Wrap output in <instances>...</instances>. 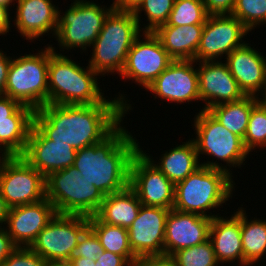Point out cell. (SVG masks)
I'll return each mask as SVG.
<instances>
[{
  "mask_svg": "<svg viewBox=\"0 0 266 266\" xmlns=\"http://www.w3.org/2000/svg\"><path fill=\"white\" fill-rule=\"evenodd\" d=\"M15 25L21 36L33 40L50 30L56 36L58 8L51 0H16Z\"/></svg>",
  "mask_w": 266,
  "mask_h": 266,
  "instance_id": "obj_22",
  "label": "cell"
},
{
  "mask_svg": "<svg viewBox=\"0 0 266 266\" xmlns=\"http://www.w3.org/2000/svg\"><path fill=\"white\" fill-rule=\"evenodd\" d=\"M262 97H263V99L261 98V101L266 105V91Z\"/></svg>",
  "mask_w": 266,
  "mask_h": 266,
  "instance_id": "obj_51",
  "label": "cell"
},
{
  "mask_svg": "<svg viewBox=\"0 0 266 266\" xmlns=\"http://www.w3.org/2000/svg\"><path fill=\"white\" fill-rule=\"evenodd\" d=\"M75 155L76 150L71 145L53 142L33 124L21 157L46 178L52 172L72 166Z\"/></svg>",
  "mask_w": 266,
  "mask_h": 266,
  "instance_id": "obj_18",
  "label": "cell"
},
{
  "mask_svg": "<svg viewBox=\"0 0 266 266\" xmlns=\"http://www.w3.org/2000/svg\"><path fill=\"white\" fill-rule=\"evenodd\" d=\"M260 100L255 96H244L238 101L215 105L207 111L226 129L244 139L251 110Z\"/></svg>",
  "mask_w": 266,
  "mask_h": 266,
  "instance_id": "obj_28",
  "label": "cell"
},
{
  "mask_svg": "<svg viewBox=\"0 0 266 266\" xmlns=\"http://www.w3.org/2000/svg\"><path fill=\"white\" fill-rule=\"evenodd\" d=\"M209 239L214 247L219 263L234 262L236 259L243 265V246L240 227V209L228 218H212ZM234 260V261H233Z\"/></svg>",
  "mask_w": 266,
  "mask_h": 266,
  "instance_id": "obj_23",
  "label": "cell"
},
{
  "mask_svg": "<svg viewBox=\"0 0 266 266\" xmlns=\"http://www.w3.org/2000/svg\"><path fill=\"white\" fill-rule=\"evenodd\" d=\"M194 119L197 136L196 139L193 138V142L198 157L200 154H207L225 161L228 166L241 167L250 154L243 139L226 129L207 110L201 109Z\"/></svg>",
  "mask_w": 266,
  "mask_h": 266,
  "instance_id": "obj_11",
  "label": "cell"
},
{
  "mask_svg": "<svg viewBox=\"0 0 266 266\" xmlns=\"http://www.w3.org/2000/svg\"><path fill=\"white\" fill-rule=\"evenodd\" d=\"M121 124L102 142L76 151L73 166L105 196L129 186L130 165L139 144Z\"/></svg>",
  "mask_w": 266,
  "mask_h": 266,
  "instance_id": "obj_2",
  "label": "cell"
},
{
  "mask_svg": "<svg viewBox=\"0 0 266 266\" xmlns=\"http://www.w3.org/2000/svg\"><path fill=\"white\" fill-rule=\"evenodd\" d=\"M9 8L0 4V35H5L10 30Z\"/></svg>",
  "mask_w": 266,
  "mask_h": 266,
  "instance_id": "obj_45",
  "label": "cell"
},
{
  "mask_svg": "<svg viewBox=\"0 0 266 266\" xmlns=\"http://www.w3.org/2000/svg\"><path fill=\"white\" fill-rule=\"evenodd\" d=\"M10 207L6 204V201L0 194V225L5 224Z\"/></svg>",
  "mask_w": 266,
  "mask_h": 266,
  "instance_id": "obj_47",
  "label": "cell"
},
{
  "mask_svg": "<svg viewBox=\"0 0 266 266\" xmlns=\"http://www.w3.org/2000/svg\"><path fill=\"white\" fill-rule=\"evenodd\" d=\"M133 11L113 9L106 17L103 28L92 44L93 52L89 67L100 75L121 74L128 52L140 35Z\"/></svg>",
  "mask_w": 266,
  "mask_h": 266,
  "instance_id": "obj_5",
  "label": "cell"
},
{
  "mask_svg": "<svg viewBox=\"0 0 266 266\" xmlns=\"http://www.w3.org/2000/svg\"><path fill=\"white\" fill-rule=\"evenodd\" d=\"M208 16L202 0H175L166 24L160 26L204 25Z\"/></svg>",
  "mask_w": 266,
  "mask_h": 266,
  "instance_id": "obj_31",
  "label": "cell"
},
{
  "mask_svg": "<svg viewBox=\"0 0 266 266\" xmlns=\"http://www.w3.org/2000/svg\"><path fill=\"white\" fill-rule=\"evenodd\" d=\"M1 150V149H0ZM2 154V158L0 159V167H1V164H2V162L5 160V158L7 157V155L4 153V152H1Z\"/></svg>",
  "mask_w": 266,
  "mask_h": 266,
  "instance_id": "obj_50",
  "label": "cell"
},
{
  "mask_svg": "<svg viewBox=\"0 0 266 266\" xmlns=\"http://www.w3.org/2000/svg\"><path fill=\"white\" fill-rule=\"evenodd\" d=\"M96 266H132L123 256L104 250L95 260Z\"/></svg>",
  "mask_w": 266,
  "mask_h": 266,
  "instance_id": "obj_40",
  "label": "cell"
},
{
  "mask_svg": "<svg viewBox=\"0 0 266 266\" xmlns=\"http://www.w3.org/2000/svg\"><path fill=\"white\" fill-rule=\"evenodd\" d=\"M3 51H0V96L4 95V90L7 83L8 69L11 63V57L6 56Z\"/></svg>",
  "mask_w": 266,
  "mask_h": 266,
  "instance_id": "obj_43",
  "label": "cell"
},
{
  "mask_svg": "<svg viewBox=\"0 0 266 266\" xmlns=\"http://www.w3.org/2000/svg\"><path fill=\"white\" fill-rule=\"evenodd\" d=\"M229 170L225 165L223 167L213 161L202 163L186 179L175 185L173 209L208 218L217 217L212 213L206 214V211L222 206L232 197L234 183Z\"/></svg>",
  "mask_w": 266,
  "mask_h": 266,
  "instance_id": "obj_4",
  "label": "cell"
},
{
  "mask_svg": "<svg viewBox=\"0 0 266 266\" xmlns=\"http://www.w3.org/2000/svg\"><path fill=\"white\" fill-rule=\"evenodd\" d=\"M226 59L225 63L230 73L245 96L258 97L257 93L260 90V96L265 93L266 57L262 56L260 52L258 53L255 48L253 49L249 43H245L243 46L234 49L226 56Z\"/></svg>",
  "mask_w": 266,
  "mask_h": 266,
  "instance_id": "obj_21",
  "label": "cell"
},
{
  "mask_svg": "<svg viewBox=\"0 0 266 266\" xmlns=\"http://www.w3.org/2000/svg\"><path fill=\"white\" fill-rule=\"evenodd\" d=\"M49 45L43 51L12 59L4 95L34 111L48 104Z\"/></svg>",
  "mask_w": 266,
  "mask_h": 266,
  "instance_id": "obj_7",
  "label": "cell"
},
{
  "mask_svg": "<svg viewBox=\"0 0 266 266\" xmlns=\"http://www.w3.org/2000/svg\"><path fill=\"white\" fill-rule=\"evenodd\" d=\"M248 32L242 22L231 14L209 15L194 60L216 61L223 54L228 56L234 49L245 44L242 38Z\"/></svg>",
  "mask_w": 266,
  "mask_h": 266,
  "instance_id": "obj_14",
  "label": "cell"
},
{
  "mask_svg": "<svg viewBox=\"0 0 266 266\" xmlns=\"http://www.w3.org/2000/svg\"><path fill=\"white\" fill-rule=\"evenodd\" d=\"M130 48L125 66L120 74L124 79L135 80L147 88L173 61L163 48L160 39L153 32H143Z\"/></svg>",
  "mask_w": 266,
  "mask_h": 266,
  "instance_id": "obj_12",
  "label": "cell"
},
{
  "mask_svg": "<svg viewBox=\"0 0 266 266\" xmlns=\"http://www.w3.org/2000/svg\"><path fill=\"white\" fill-rule=\"evenodd\" d=\"M15 0H0V4L7 6L9 8V6L11 5L10 3H12Z\"/></svg>",
  "mask_w": 266,
  "mask_h": 266,
  "instance_id": "obj_49",
  "label": "cell"
},
{
  "mask_svg": "<svg viewBox=\"0 0 266 266\" xmlns=\"http://www.w3.org/2000/svg\"><path fill=\"white\" fill-rule=\"evenodd\" d=\"M240 227L243 246V266L256 263L266 253V221L254 218L249 222L246 211L240 208Z\"/></svg>",
  "mask_w": 266,
  "mask_h": 266,
  "instance_id": "obj_29",
  "label": "cell"
},
{
  "mask_svg": "<svg viewBox=\"0 0 266 266\" xmlns=\"http://www.w3.org/2000/svg\"><path fill=\"white\" fill-rule=\"evenodd\" d=\"M114 9L99 6L87 0H75L65 14L58 10V27L55 38L60 48L86 50L98 37L108 14Z\"/></svg>",
  "mask_w": 266,
  "mask_h": 266,
  "instance_id": "obj_8",
  "label": "cell"
},
{
  "mask_svg": "<svg viewBox=\"0 0 266 266\" xmlns=\"http://www.w3.org/2000/svg\"><path fill=\"white\" fill-rule=\"evenodd\" d=\"M34 113L30 107L21 105L11 115V121L0 122V149L7 156L24 153L34 124Z\"/></svg>",
  "mask_w": 266,
  "mask_h": 266,
  "instance_id": "obj_25",
  "label": "cell"
},
{
  "mask_svg": "<svg viewBox=\"0 0 266 266\" xmlns=\"http://www.w3.org/2000/svg\"><path fill=\"white\" fill-rule=\"evenodd\" d=\"M86 68L62 53H56L55 48L49 46L48 104L93 105L121 102L126 107V112L131 109L122 94L114 100L105 99L104 93L98 87L96 76L99 74L89 65Z\"/></svg>",
  "mask_w": 266,
  "mask_h": 266,
  "instance_id": "obj_3",
  "label": "cell"
},
{
  "mask_svg": "<svg viewBox=\"0 0 266 266\" xmlns=\"http://www.w3.org/2000/svg\"><path fill=\"white\" fill-rule=\"evenodd\" d=\"M129 187L142 205L173 209L175 185L140 150L130 165Z\"/></svg>",
  "mask_w": 266,
  "mask_h": 266,
  "instance_id": "obj_13",
  "label": "cell"
},
{
  "mask_svg": "<svg viewBox=\"0 0 266 266\" xmlns=\"http://www.w3.org/2000/svg\"><path fill=\"white\" fill-rule=\"evenodd\" d=\"M89 228L104 250L123 256L133 266L137 257L129 246L128 229L103 223L95 215L89 216Z\"/></svg>",
  "mask_w": 266,
  "mask_h": 266,
  "instance_id": "obj_30",
  "label": "cell"
},
{
  "mask_svg": "<svg viewBox=\"0 0 266 266\" xmlns=\"http://www.w3.org/2000/svg\"><path fill=\"white\" fill-rule=\"evenodd\" d=\"M170 209L141 205L128 228L129 246L134 255H164L166 219Z\"/></svg>",
  "mask_w": 266,
  "mask_h": 266,
  "instance_id": "obj_15",
  "label": "cell"
},
{
  "mask_svg": "<svg viewBox=\"0 0 266 266\" xmlns=\"http://www.w3.org/2000/svg\"><path fill=\"white\" fill-rule=\"evenodd\" d=\"M204 25L159 26L153 33L173 60H194Z\"/></svg>",
  "mask_w": 266,
  "mask_h": 266,
  "instance_id": "obj_24",
  "label": "cell"
},
{
  "mask_svg": "<svg viewBox=\"0 0 266 266\" xmlns=\"http://www.w3.org/2000/svg\"><path fill=\"white\" fill-rule=\"evenodd\" d=\"M18 246L13 242L7 229L0 225V266L3 261L17 248Z\"/></svg>",
  "mask_w": 266,
  "mask_h": 266,
  "instance_id": "obj_41",
  "label": "cell"
},
{
  "mask_svg": "<svg viewBox=\"0 0 266 266\" xmlns=\"http://www.w3.org/2000/svg\"><path fill=\"white\" fill-rule=\"evenodd\" d=\"M236 0H202L209 15L231 14Z\"/></svg>",
  "mask_w": 266,
  "mask_h": 266,
  "instance_id": "obj_38",
  "label": "cell"
},
{
  "mask_svg": "<svg viewBox=\"0 0 266 266\" xmlns=\"http://www.w3.org/2000/svg\"><path fill=\"white\" fill-rule=\"evenodd\" d=\"M133 266H177L174 258L168 255L141 256Z\"/></svg>",
  "mask_w": 266,
  "mask_h": 266,
  "instance_id": "obj_39",
  "label": "cell"
},
{
  "mask_svg": "<svg viewBox=\"0 0 266 266\" xmlns=\"http://www.w3.org/2000/svg\"><path fill=\"white\" fill-rule=\"evenodd\" d=\"M45 180L46 198L57 214L93 216L105 198L73 165L50 173Z\"/></svg>",
  "mask_w": 266,
  "mask_h": 266,
  "instance_id": "obj_6",
  "label": "cell"
},
{
  "mask_svg": "<svg viewBox=\"0 0 266 266\" xmlns=\"http://www.w3.org/2000/svg\"><path fill=\"white\" fill-rule=\"evenodd\" d=\"M140 151L157 167L174 185L186 179L192 172L198 169L201 164L193 140L170 149L162 154L160 162L155 164L147 153Z\"/></svg>",
  "mask_w": 266,
  "mask_h": 266,
  "instance_id": "obj_27",
  "label": "cell"
},
{
  "mask_svg": "<svg viewBox=\"0 0 266 266\" xmlns=\"http://www.w3.org/2000/svg\"><path fill=\"white\" fill-rule=\"evenodd\" d=\"M88 228V216L56 214L29 248L48 263L69 261L82 234Z\"/></svg>",
  "mask_w": 266,
  "mask_h": 266,
  "instance_id": "obj_9",
  "label": "cell"
},
{
  "mask_svg": "<svg viewBox=\"0 0 266 266\" xmlns=\"http://www.w3.org/2000/svg\"><path fill=\"white\" fill-rule=\"evenodd\" d=\"M143 0H114V9L120 11H134Z\"/></svg>",
  "mask_w": 266,
  "mask_h": 266,
  "instance_id": "obj_44",
  "label": "cell"
},
{
  "mask_svg": "<svg viewBox=\"0 0 266 266\" xmlns=\"http://www.w3.org/2000/svg\"><path fill=\"white\" fill-rule=\"evenodd\" d=\"M121 102L93 105L46 104L34 113V125L53 142L71 145L76 151L102 142L123 121Z\"/></svg>",
  "mask_w": 266,
  "mask_h": 266,
  "instance_id": "obj_1",
  "label": "cell"
},
{
  "mask_svg": "<svg viewBox=\"0 0 266 266\" xmlns=\"http://www.w3.org/2000/svg\"><path fill=\"white\" fill-rule=\"evenodd\" d=\"M141 205L136 193L128 186L105 196L95 216L103 223L128 229L138 216Z\"/></svg>",
  "mask_w": 266,
  "mask_h": 266,
  "instance_id": "obj_26",
  "label": "cell"
},
{
  "mask_svg": "<svg viewBox=\"0 0 266 266\" xmlns=\"http://www.w3.org/2000/svg\"><path fill=\"white\" fill-rule=\"evenodd\" d=\"M175 0H143L133 11L140 27V12L145 11L149 23L142 28L143 32H154L160 25L166 24ZM144 29V30H143Z\"/></svg>",
  "mask_w": 266,
  "mask_h": 266,
  "instance_id": "obj_32",
  "label": "cell"
},
{
  "mask_svg": "<svg viewBox=\"0 0 266 266\" xmlns=\"http://www.w3.org/2000/svg\"><path fill=\"white\" fill-rule=\"evenodd\" d=\"M212 218L171 209L166 219L164 255L201 244L209 239Z\"/></svg>",
  "mask_w": 266,
  "mask_h": 266,
  "instance_id": "obj_20",
  "label": "cell"
},
{
  "mask_svg": "<svg viewBox=\"0 0 266 266\" xmlns=\"http://www.w3.org/2000/svg\"><path fill=\"white\" fill-rule=\"evenodd\" d=\"M48 262L29 247H17L2 266H47Z\"/></svg>",
  "mask_w": 266,
  "mask_h": 266,
  "instance_id": "obj_37",
  "label": "cell"
},
{
  "mask_svg": "<svg viewBox=\"0 0 266 266\" xmlns=\"http://www.w3.org/2000/svg\"><path fill=\"white\" fill-rule=\"evenodd\" d=\"M243 143L248 152L266 147V105L261 100L251 110Z\"/></svg>",
  "mask_w": 266,
  "mask_h": 266,
  "instance_id": "obj_34",
  "label": "cell"
},
{
  "mask_svg": "<svg viewBox=\"0 0 266 266\" xmlns=\"http://www.w3.org/2000/svg\"><path fill=\"white\" fill-rule=\"evenodd\" d=\"M104 252L96 234L88 228L81 236L77 246L74 248L71 258H88L96 260L97 256Z\"/></svg>",
  "mask_w": 266,
  "mask_h": 266,
  "instance_id": "obj_36",
  "label": "cell"
},
{
  "mask_svg": "<svg viewBox=\"0 0 266 266\" xmlns=\"http://www.w3.org/2000/svg\"><path fill=\"white\" fill-rule=\"evenodd\" d=\"M56 214L55 207L47 198L11 207L5 221L7 232L18 247H29Z\"/></svg>",
  "mask_w": 266,
  "mask_h": 266,
  "instance_id": "obj_19",
  "label": "cell"
},
{
  "mask_svg": "<svg viewBox=\"0 0 266 266\" xmlns=\"http://www.w3.org/2000/svg\"><path fill=\"white\" fill-rule=\"evenodd\" d=\"M198 65L199 96L201 101L206 102L203 110L238 101L245 96L226 63L217 60L201 61Z\"/></svg>",
  "mask_w": 266,
  "mask_h": 266,
  "instance_id": "obj_17",
  "label": "cell"
},
{
  "mask_svg": "<svg viewBox=\"0 0 266 266\" xmlns=\"http://www.w3.org/2000/svg\"><path fill=\"white\" fill-rule=\"evenodd\" d=\"M177 266H218L214 247L210 239L205 242L181 249L172 255Z\"/></svg>",
  "mask_w": 266,
  "mask_h": 266,
  "instance_id": "obj_33",
  "label": "cell"
},
{
  "mask_svg": "<svg viewBox=\"0 0 266 266\" xmlns=\"http://www.w3.org/2000/svg\"><path fill=\"white\" fill-rule=\"evenodd\" d=\"M21 106L19 102L12 98L1 95L0 96V122L11 121V115Z\"/></svg>",
  "mask_w": 266,
  "mask_h": 266,
  "instance_id": "obj_42",
  "label": "cell"
},
{
  "mask_svg": "<svg viewBox=\"0 0 266 266\" xmlns=\"http://www.w3.org/2000/svg\"><path fill=\"white\" fill-rule=\"evenodd\" d=\"M195 60H173L146 88L162 100L183 103L200 100L199 81Z\"/></svg>",
  "mask_w": 266,
  "mask_h": 266,
  "instance_id": "obj_16",
  "label": "cell"
},
{
  "mask_svg": "<svg viewBox=\"0 0 266 266\" xmlns=\"http://www.w3.org/2000/svg\"><path fill=\"white\" fill-rule=\"evenodd\" d=\"M69 262L72 266H96L95 260L86 257L70 258Z\"/></svg>",
  "mask_w": 266,
  "mask_h": 266,
  "instance_id": "obj_46",
  "label": "cell"
},
{
  "mask_svg": "<svg viewBox=\"0 0 266 266\" xmlns=\"http://www.w3.org/2000/svg\"><path fill=\"white\" fill-rule=\"evenodd\" d=\"M0 194L11 208L46 198L45 177L21 156H7L0 167Z\"/></svg>",
  "mask_w": 266,
  "mask_h": 266,
  "instance_id": "obj_10",
  "label": "cell"
},
{
  "mask_svg": "<svg viewBox=\"0 0 266 266\" xmlns=\"http://www.w3.org/2000/svg\"><path fill=\"white\" fill-rule=\"evenodd\" d=\"M47 266H72L69 261L49 262Z\"/></svg>",
  "mask_w": 266,
  "mask_h": 266,
  "instance_id": "obj_48",
  "label": "cell"
},
{
  "mask_svg": "<svg viewBox=\"0 0 266 266\" xmlns=\"http://www.w3.org/2000/svg\"><path fill=\"white\" fill-rule=\"evenodd\" d=\"M231 15L251 31L259 24H266V0H236Z\"/></svg>",
  "mask_w": 266,
  "mask_h": 266,
  "instance_id": "obj_35",
  "label": "cell"
}]
</instances>
